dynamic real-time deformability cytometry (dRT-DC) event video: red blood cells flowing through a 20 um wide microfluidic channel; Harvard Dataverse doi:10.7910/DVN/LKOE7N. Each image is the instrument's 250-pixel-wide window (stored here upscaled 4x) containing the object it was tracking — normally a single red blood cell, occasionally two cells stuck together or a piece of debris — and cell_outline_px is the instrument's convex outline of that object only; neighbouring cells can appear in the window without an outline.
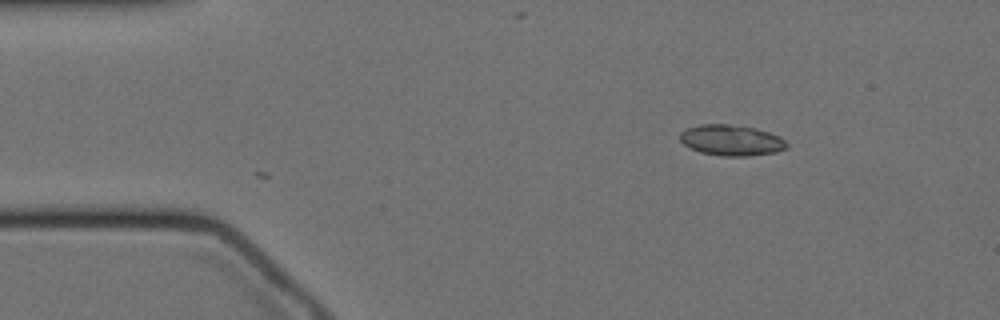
{"species": "Egyptian fruit bat (a non-hibernating species)", "species_latin": "Rousettus aegyptiacus", "temperature_condition": "cold", "stored_images_in_passage": 4, "camera_frame_rate_fps": 3000, "um_per_image_px": 0.085, "animal": {"sex": "female"}, "frame": {"image": 1, "passage_image": 4, "time_ms": 1.0, "image_size_px": [1000, 320], "cell_outline_px": [[788, 148], [776, 152], [748, 156], [720, 156], [700, 152], [684, 144], [680, 140], [680, 132], [684, 128], [700, 124], [728, 124], [756, 128], [780, 136], [788, 144]], "centroid_in_image_um": [62.16, 11.92], "position_along_channel_um": 22.8, "area_um2": 19.31}}